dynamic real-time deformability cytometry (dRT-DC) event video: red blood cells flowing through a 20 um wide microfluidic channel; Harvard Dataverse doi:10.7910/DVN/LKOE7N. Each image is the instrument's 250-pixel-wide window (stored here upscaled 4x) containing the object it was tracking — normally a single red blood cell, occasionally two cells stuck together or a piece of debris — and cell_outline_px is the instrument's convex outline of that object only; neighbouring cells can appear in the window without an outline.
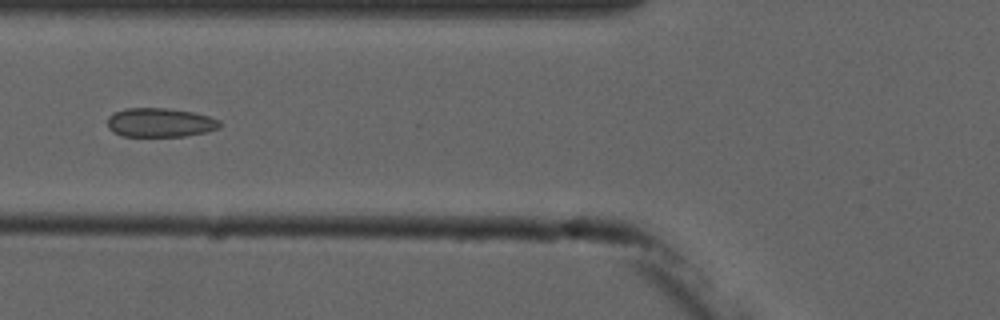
{"species": "common noctule bat (a hibernating species)", "species_latin": "Nyctalus noctula", "temperature_condition": "cold", "stored_images_in_passage": 6, "camera_frame_rate_fps": 3000, "um_per_image_px": 0.085, "animal": {"sex": "male", "forearm_length_mm": 52.5}, "frame": {"image": 1, "passage_image": 6, "time_ms": 6.667, "image_size_px": [1000, 320], "cell_outline_px": [[220, 128], [204, 132], [184, 136], [124, 136], [112, 132], [108, 128], [108, 116], [124, 108], [168, 108], [192, 112], [208, 116], [220, 120]], "centroid_in_image_um": [13.59, 10.41], "position_along_channel_um": 112.2, "area_um2": 18.96}}